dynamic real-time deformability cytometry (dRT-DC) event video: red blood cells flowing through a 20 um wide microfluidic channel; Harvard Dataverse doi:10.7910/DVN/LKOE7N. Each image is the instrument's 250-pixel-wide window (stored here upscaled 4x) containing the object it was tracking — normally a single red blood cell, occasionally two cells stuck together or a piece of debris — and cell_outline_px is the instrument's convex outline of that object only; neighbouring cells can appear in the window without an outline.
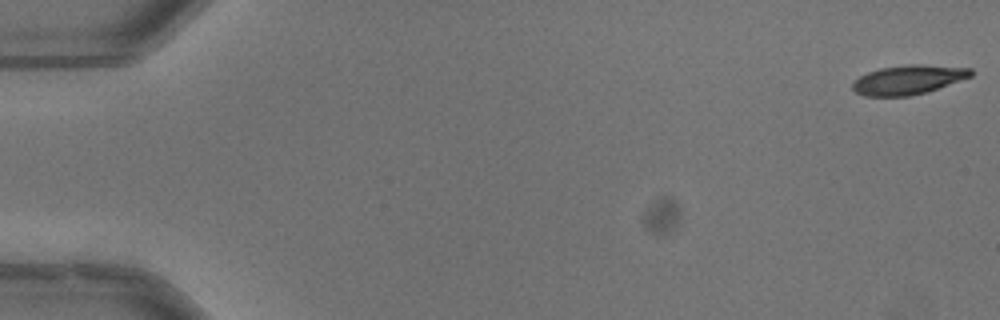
{"species": "common noctule bat (a hibernating species)", "species_latin": "Nyctalus noctula", "temperature_condition": "warm", "stored_images_in_passage": 53, "camera_frame_rate_fps": 3000, "um_per_image_px": 0.085, "animal": {"sex": "male", "body_mass_g": 13.3}, "frame": {"image": 1, "passage_image": 1, "time_ms": 0.0, "image_size_px": [1000, 320], "cell_outline_px": [[972, 76], [928, 92], [908, 96], [864, 96], [856, 92], [852, 88], [852, 84], [860, 76], [868, 72], [880, 68], [908, 64], [920, 64], [972, 68]], "centroid_in_image_um": [77.21, 6.78], "position_along_channel_um": 7.8, "area_um2": 20.17}}
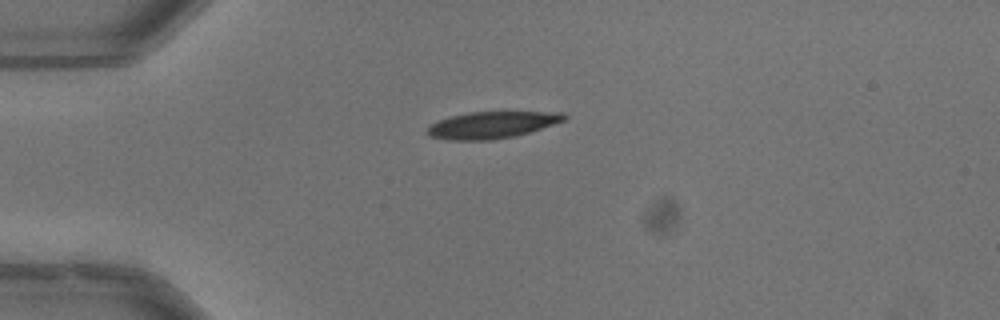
{"frame": {"image": 2, "passage_image": 14, "time_ms": 4.333, "image_size_px": [1000, 320], "cell_outline_px": [[568, 116], [564, 120], [516, 136], [492, 140], [448, 140], [428, 136], [424, 132], [432, 124], [440, 120], [452, 116], [468, 112], [564, 112]], "centroid_in_image_um": [41.78, 10.62], "position_along_channel_um": 43.2, "area_um2": 21.21}}
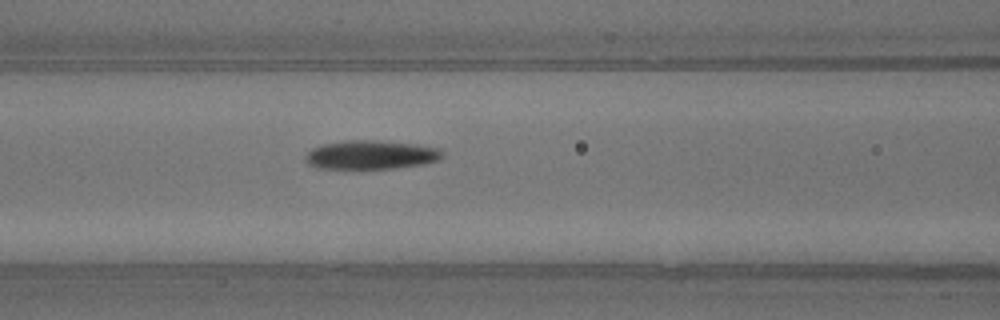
{"frame": {"image": 3, "passage_image": 23, "time_ms": 7.333, "image_size_px": [1000, 320], "cell_outline_px": [[444, 156], [440, 160], [424, 164], [396, 168], [360, 172], [316, 168], [308, 164], [304, 160], [304, 156], [312, 148], [320, 144], [344, 140], [376, 140], [416, 144], [440, 148], [444, 152]], "centroid_in_image_um": [31.48, 13.21], "position_along_channel_um": 135.1, "area_um2": 24.51}, "authors_computed_cell_mechanics": {"area_um2": 22.1952, "velocity_mm_per_s": 3.9732, "shape_relaxation_time_tau1_ms": 6.2762, "shape_relaxation_time_tau2_ms": 5.765, "deformation_change_tau1": 0.188, "deformation_change_tau2": 0.1246}}